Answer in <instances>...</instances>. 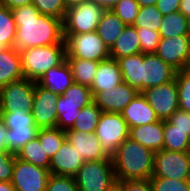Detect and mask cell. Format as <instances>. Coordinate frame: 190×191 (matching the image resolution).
I'll list each match as a JSON object with an SVG mask.
<instances>
[{"mask_svg": "<svg viewBox=\"0 0 190 191\" xmlns=\"http://www.w3.org/2000/svg\"><path fill=\"white\" fill-rule=\"evenodd\" d=\"M11 11L17 27L14 43L16 50L51 46L64 41L61 19L40 14L33 4Z\"/></svg>", "mask_w": 190, "mask_h": 191, "instance_id": "1", "label": "cell"}, {"mask_svg": "<svg viewBox=\"0 0 190 191\" xmlns=\"http://www.w3.org/2000/svg\"><path fill=\"white\" fill-rule=\"evenodd\" d=\"M154 152L128 137L111 156L116 180L150 179Z\"/></svg>", "mask_w": 190, "mask_h": 191, "instance_id": "2", "label": "cell"}, {"mask_svg": "<svg viewBox=\"0 0 190 191\" xmlns=\"http://www.w3.org/2000/svg\"><path fill=\"white\" fill-rule=\"evenodd\" d=\"M24 78L38 82L45 73L66 59L65 40L60 44L19 51Z\"/></svg>", "mask_w": 190, "mask_h": 191, "instance_id": "3", "label": "cell"}, {"mask_svg": "<svg viewBox=\"0 0 190 191\" xmlns=\"http://www.w3.org/2000/svg\"><path fill=\"white\" fill-rule=\"evenodd\" d=\"M74 179L79 191H111L116 186L112 159L84 161Z\"/></svg>", "mask_w": 190, "mask_h": 191, "instance_id": "4", "label": "cell"}, {"mask_svg": "<svg viewBox=\"0 0 190 191\" xmlns=\"http://www.w3.org/2000/svg\"><path fill=\"white\" fill-rule=\"evenodd\" d=\"M93 102L91 89L78 83H73L62 95H59L56 127L67 131L75 123L79 111Z\"/></svg>", "mask_w": 190, "mask_h": 191, "instance_id": "5", "label": "cell"}, {"mask_svg": "<svg viewBox=\"0 0 190 191\" xmlns=\"http://www.w3.org/2000/svg\"><path fill=\"white\" fill-rule=\"evenodd\" d=\"M66 59L103 61L110 58V49L96 31L81 34H64Z\"/></svg>", "mask_w": 190, "mask_h": 191, "instance_id": "6", "label": "cell"}, {"mask_svg": "<svg viewBox=\"0 0 190 191\" xmlns=\"http://www.w3.org/2000/svg\"><path fill=\"white\" fill-rule=\"evenodd\" d=\"M106 10L91 1H85L66 10L63 20L64 34L94 32Z\"/></svg>", "mask_w": 190, "mask_h": 191, "instance_id": "7", "label": "cell"}, {"mask_svg": "<svg viewBox=\"0 0 190 191\" xmlns=\"http://www.w3.org/2000/svg\"><path fill=\"white\" fill-rule=\"evenodd\" d=\"M129 128L121 113L102 112L95 135L111 157L120 144L129 137Z\"/></svg>", "mask_w": 190, "mask_h": 191, "instance_id": "8", "label": "cell"}, {"mask_svg": "<svg viewBox=\"0 0 190 191\" xmlns=\"http://www.w3.org/2000/svg\"><path fill=\"white\" fill-rule=\"evenodd\" d=\"M36 82L23 78L0 88V113L32 112Z\"/></svg>", "mask_w": 190, "mask_h": 191, "instance_id": "9", "label": "cell"}, {"mask_svg": "<svg viewBox=\"0 0 190 191\" xmlns=\"http://www.w3.org/2000/svg\"><path fill=\"white\" fill-rule=\"evenodd\" d=\"M151 177L190 179V156L188 152H175L165 149L156 152Z\"/></svg>", "mask_w": 190, "mask_h": 191, "instance_id": "10", "label": "cell"}, {"mask_svg": "<svg viewBox=\"0 0 190 191\" xmlns=\"http://www.w3.org/2000/svg\"><path fill=\"white\" fill-rule=\"evenodd\" d=\"M142 94L160 120H167L179 109V96L176 79L145 89Z\"/></svg>", "mask_w": 190, "mask_h": 191, "instance_id": "11", "label": "cell"}, {"mask_svg": "<svg viewBox=\"0 0 190 191\" xmlns=\"http://www.w3.org/2000/svg\"><path fill=\"white\" fill-rule=\"evenodd\" d=\"M50 174L49 169L35 166L15 155L11 183L16 191H45Z\"/></svg>", "mask_w": 190, "mask_h": 191, "instance_id": "12", "label": "cell"}, {"mask_svg": "<svg viewBox=\"0 0 190 191\" xmlns=\"http://www.w3.org/2000/svg\"><path fill=\"white\" fill-rule=\"evenodd\" d=\"M59 95L35 84L32 116L38 129L56 128L57 109L56 104Z\"/></svg>", "mask_w": 190, "mask_h": 191, "instance_id": "13", "label": "cell"}, {"mask_svg": "<svg viewBox=\"0 0 190 191\" xmlns=\"http://www.w3.org/2000/svg\"><path fill=\"white\" fill-rule=\"evenodd\" d=\"M177 71L190 66V36L160 38L155 52Z\"/></svg>", "mask_w": 190, "mask_h": 191, "instance_id": "14", "label": "cell"}, {"mask_svg": "<svg viewBox=\"0 0 190 191\" xmlns=\"http://www.w3.org/2000/svg\"><path fill=\"white\" fill-rule=\"evenodd\" d=\"M177 70L164 62L155 53L143 54L141 64V92L145 89L159 86L175 79Z\"/></svg>", "mask_w": 190, "mask_h": 191, "instance_id": "15", "label": "cell"}, {"mask_svg": "<svg viewBox=\"0 0 190 191\" xmlns=\"http://www.w3.org/2000/svg\"><path fill=\"white\" fill-rule=\"evenodd\" d=\"M139 93L135 88L123 82L111 89L96 92L93 95V102L102 112L121 113Z\"/></svg>", "mask_w": 190, "mask_h": 191, "instance_id": "16", "label": "cell"}, {"mask_svg": "<svg viewBox=\"0 0 190 191\" xmlns=\"http://www.w3.org/2000/svg\"><path fill=\"white\" fill-rule=\"evenodd\" d=\"M65 133L66 139L76 147L77 152L79 155H82L85 161L111 159L103 149L95 133H87L80 130H67Z\"/></svg>", "mask_w": 190, "mask_h": 191, "instance_id": "17", "label": "cell"}, {"mask_svg": "<svg viewBox=\"0 0 190 191\" xmlns=\"http://www.w3.org/2000/svg\"><path fill=\"white\" fill-rule=\"evenodd\" d=\"M84 159L67 139L51 158L49 171L51 174L74 177L83 165Z\"/></svg>", "mask_w": 190, "mask_h": 191, "instance_id": "18", "label": "cell"}, {"mask_svg": "<svg viewBox=\"0 0 190 191\" xmlns=\"http://www.w3.org/2000/svg\"><path fill=\"white\" fill-rule=\"evenodd\" d=\"M129 130L133 127L151 124L159 120L155 111L140 92L121 112Z\"/></svg>", "mask_w": 190, "mask_h": 191, "instance_id": "19", "label": "cell"}, {"mask_svg": "<svg viewBox=\"0 0 190 191\" xmlns=\"http://www.w3.org/2000/svg\"><path fill=\"white\" fill-rule=\"evenodd\" d=\"M123 76L116 59L108 58L99 61L94 80L91 84V93L102 92L123 83Z\"/></svg>", "mask_w": 190, "mask_h": 191, "instance_id": "20", "label": "cell"}, {"mask_svg": "<svg viewBox=\"0 0 190 191\" xmlns=\"http://www.w3.org/2000/svg\"><path fill=\"white\" fill-rule=\"evenodd\" d=\"M129 137L154 153L163 150V120L130 129Z\"/></svg>", "mask_w": 190, "mask_h": 191, "instance_id": "21", "label": "cell"}, {"mask_svg": "<svg viewBox=\"0 0 190 191\" xmlns=\"http://www.w3.org/2000/svg\"><path fill=\"white\" fill-rule=\"evenodd\" d=\"M38 83L53 93L64 94L74 83L71 68L66 59L60 65L50 68Z\"/></svg>", "mask_w": 190, "mask_h": 191, "instance_id": "22", "label": "cell"}, {"mask_svg": "<svg viewBox=\"0 0 190 191\" xmlns=\"http://www.w3.org/2000/svg\"><path fill=\"white\" fill-rule=\"evenodd\" d=\"M23 78L19 51L8 47L0 52V88Z\"/></svg>", "mask_w": 190, "mask_h": 191, "instance_id": "23", "label": "cell"}, {"mask_svg": "<svg viewBox=\"0 0 190 191\" xmlns=\"http://www.w3.org/2000/svg\"><path fill=\"white\" fill-rule=\"evenodd\" d=\"M137 53H141L139 36L133 25H127L121 36L110 48V58L119 59Z\"/></svg>", "mask_w": 190, "mask_h": 191, "instance_id": "24", "label": "cell"}, {"mask_svg": "<svg viewBox=\"0 0 190 191\" xmlns=\"http://www.w3.org/2000/svg\"><path fill=\"white\" fill-rule=\"evenodd\" d=\"M126 26L113 11L106 10L97 25L96 32L110 49L121 36Z\"/></svg>", "mask_w": 190, "mask_h": 191, "instance_id": "25", "label": "cell"}, {"mask_svg": "<svg viewBox=\"0 0 190 191\" xmlns=\"http://www.w3.org/2000/svg\"><path fill=\"white\" fill-rule=\"evenodd\" d=\"M121 70L123 80L138 92H141V64L143 53L125 56L116 59Z\"/></svg>", "mask_w": 190, "mask_h": 191, "instance_id": "26", "label": "cell"}, {"mask_svg": "<svg viewBox=\"0 0 190 191\" xmlns=\"http://www.w3.org/2000/svg\"><path fill=\"white\" fill-rule=\"evenodd\" d=\"M163 149L175 152H188L190 130H181L168 120H163Z\"/></svg>", "mask_w": 190, "mask_h": 191, "instance_id": "27", "label": "cell"}, {"mask_svg": "<svg viewBox=\"0 0 190 191\" xmlns=\"http://www.w3.org/2000/svg\"><path fill=\"white\" fill-rule=\"evenodd\" d=\"M75 83L91 87L99 62L85 59H66Z\"/></svg>", "mask_w": 190, "mask_h": 191, "instance_id": "28", "label": "cell"}, {"mask_svg": "<svg viewBox=\"0 0 190 191\" xmlns=\"http://www.w3.org/2000/svg\"><path fill=\"white\" fill-rule=\"evenodd\" d=\"M161 24L160 38L189 36L188 18L180 11L163 16Z\"/></svg>", "mask_w": 190, "mask_h": 191, "instance_id": "29", "label": "cell"}, {"mask_svg": "<svg viewBox=\"0 0 190 191\" xmlns=\"http://www.w3.org/2000/svg\"><path fill=\"white\" fill-rule=\"evenodd\" d=\"M15 155L17 158L35 166L44 169H49L50 167L51 159L44 152L37 137L26 143Z\"/></svg>", "mask_w": 190, "mask_h": 191, "instance_id": "30", "label": "cell"}, {"mask_svg": "<svg viewBox=\"0 0 190 191\" xmlns=\"http://www.w3.org/2000/svg\"><path fill=\"white\" fill-rule=\"evenodd\" d=\"M37 138L39 139L40 145L43 147L44 152L51 159L66 140V133L57 127L39 129Z\"/></svg>", "mask_w": 190, "mask_h": 191, "instance_id": "31", "label": "cell"}, {"mask_svg": "<svg viewBox=\"0 0 190 191\" xmlns=\"http://www.w3.org/2000/svg\"><path fill=\"white\" fill-rule=\"evenodd\" d=\"M101 113L102 110L94 102L90 103L79 111V115L77 116L73 127L68 130H80L87 133H95Z\"/></svg>", "mask_w": 190, "mask_h": 191, "instance_id": "32", "label": "cell"}, {"mask_svg": "<svg viewBox=\"0 0 190 191\" xmlns=\"http://www.w3.org/2000/svg\"><path fill=\"white\" fill-rule=\"evenodd\" d=\"M38 130L37 127H13L8 129L6 136L8 151L16 154L26 143L37 137Z\"/></svg>", "mask_w": 190, "mask_h": 191, "instance_id": "33", "label": "cell"}, {"mask_svg": "<svg viewBox=\"0 0 190 191\" xmlns=\"http://www.w3.org/2000/svg\"><path fill=\"white\" fill-rule=\"evenodd\" d=\"M16 31L17 27L12 11L0 4V43L7 48L14 47Z\"/></svg>", "mask_w": 190, "mask_h": 191, "instance_id": "34", "label": "cell"}, {"mask_svg": "<svg viewBox=\"0 0 190 191\" xmlns=\"http://www.w3.org/2000/svg\"><path fill=\"white\" fill-rule=\"evenodd\" d=\"M162 20L163 15L155 5L140 7L133 26L135 28H147L159 32Z\"/></svg>", "mask_w": 190, "mask_h": 191, "instance_id": "35", "label": "cell"}, {"mask_svg": "<svg viewBox=\"0 0 190 191\" xmlns=\"http://www.w3.org/2000/svg\"><path fill=\"white\" fill-rule=\"evenodd\" d=\"M175 79L179 96V109L190 113V66L177 71Z\"/></svg>", "mask_w": 190, "mask_h": 191, "instance_id": "36", "label": "cell"}, {"mask_svg": "<svg viewBox=\"0 0 190 191\" xmlns=\"http://www.w3.org/2000/svg\"><path fill=\"white\" fill-rule=\"evenodd\" d=\"M149 180L153 191H190V179L150 177Z\"/></svg>", "mask_w": 190, "mask_h": 191, "instance_id": "37", "label": "cell"}, {"mask_svg": "<svg viewBox=\"0 0 190 191\" xmlns=\"http://www.w3.org/2000/svg\"><path fill=\"white\" fill-rule=\"evenodd\" d=\"M0 118L7 129L13 127H36L31 112L25 110H14L9 113H0Z\"/></svg>", "mask_w": 190, "mask_h": 191, "instance_id": "38", "label": "cell"}, {"mask_svg": "<svg viewBox=\"0 0 190 191\" xmlns=\"http://www.w3.org/2000/svg\"><path fill=\"white\" fill-rule=\"evenodd\" d=\"M139 5L136 0H122L111 11L126 25H133L139 13Z\"/></svg>", "mask_w": 190, "mask_h": 191, "instance_id": "39", "label": "cell"}, {"mask_svg": "<svg viewBox=\"0 0 190 191\" xmlns=\"http://www.w3.org/2000/svg\"><path fill=\"white\" fill-rule=\"evenodd\" d=\"M34 7L42 15H47L64 20L66 8L63 0H32Z\"/></svg>", "mask_w": 190, "mask_h": 191, "instance_id": "40", "label": "cell"}, {"mask_svg": "<svg viewBox=\"0 0 190 191\" xmlns=\"http://www.w3.org/2000/svg\"><path fill=\"white\" fill-rule=\"evenodd\" d=\"M141 45V53L151 54L155 53L160 41V34L147 28H136Z\"/></svg>", "mask_w": 190, "mask_h": 191, "instance_id": "41", "label": "cell"}, {"mask_svg": "<svg viewBox=\"0 0 190 191\" xmlns=\"http://www.w3.org/2000/svg\"><path fill=\"white\" fill-rule=\"evenodd\" d=\"M45 191H79L74 177L50 174Z\"/></svg>", "mask_w": 190, "mask_h": 191, "instance_id": "42", "label": "cell"}, {"mask_svg": "<svg viewBox=\"0 0 190 191\" xmlns=\"http://www.w3.org/2000/svg\"><path fill=\"white\" fill-rule=\"evenodd\" d=\"M15 154L9 151H0V181L11 182L13 177V168Z\"/></svg>", "mask_w": 190, "mask_h": 191, "instance_id": "43", "label": "cell"}, {"mask_svg": "<svg viewBox=\"0 0 190 191\" xmlns=\"http://www.w3.org/2000/svg\"><path fill=\"white\" fill-rule=\"evenodd\" d=\"M120 191H153L149 179L116 180Z\"/></svg>", "mask_w": 190, "mask_h": 191, "instance_id": "44", "label": "cell"}, {"mask_svg": "<svg viewBox=\"0 0 190 191\" xmlns=\"http://www.w3.org/2000/svg\"><path fill=\"white\" fill-rule=\"evenodd\" d=\"M167 120L177 129L190 130V113L188 112L178 109Z\"/></svg>", "mask_w": 190, "mask_h": 191, "instance_id": "45", "label": "cell"}, {"mask_svg": "<svg viewBox=\"0 0 190 191\" xmlns=\"http://www.w3.org/2000/svg\"><path fill=\"white\" fill-rule=\"evenodd\" d=\"M181 0H158L156 7L163 16L179 11Z\"/></svg>", "mask_w": 190, "mask_h": 191, "instance_id": "46", "label": "cell"}, {"mask_svg": "<svg viewBox=\"0 0 190 191\" xmlns=\"http://www.w3.org/2000/svg\"><path fill=\"white\" fill-rule=\"evenodd\" d=\"M31 3L32 0H0V4L8 7L10 10L21 6H27Z\"/></svg>", "mask_w": 190, "mask_h": 191, "instance_id": "47", "label": "cell"}, {"mask_svg": "<svg viewBox=\"0 0 190 191\" xmlns=\"http://www.w3.org/2000/svg\"><path fill=\"white\" fill-rule=\"evenodd\" d=\"M7 133L8 129L0 118V151H8V146L6 142Z\"/></svg>", "mask_w": 190, "mask_h": 191, "instance_id": "48", "label": "cell"}, {"mask_svg": "<svg viewBox=\"0 0 190 191\" xmlns=\"http://www.w3.org/2000/svg\"><path fill=\"white\" fill-rule=\"evenodd\" d=\"M91 2L96 3L97 5L101 6L105 10H112V8L122 0H88Z\"/></svg>", "mask_w": 190, "mask_h": 191, "instance_id": "49", "label": "cell"}, {"mask_svg": "<svg viewBox=\"0 0 190 191\" xmlns=\"http://www.w3.org/2000/svg\"><path fill=\"white\" fill-rule=\"evenodd\" d=\"M179 11L185 17H190V0H181Z\"/></svg>", "mask_w": 190, "mask_h": 191, "instance_id": "50", "label": "cell"}, {"mask_svg": "<svg viewBox=\"0 0 190 191\" xmlns=\"http://www.w3.org/2000/svg\"><path fill=\"white\" fill-rule=\"evenodd\" d=\"M88 0H63L66 9L72 8L73 6H77Z\"/></svg>", "mask_w": 190, "mask_h": 191, "instance_id": "51", "label": "cell"}, {"mask_svg": "<svg viewBox=\"0 0 190 191\" xmlns=\"http://www.w3.org/2000/svg\"><path fill=\"white\" fill-rule=\"evenodd\" d=\"M0 191H16L11 182L0 181Z\"/></svg>", "mask_w": 190, "mask_h": 191, "instance_id": "52", "label": "cell"}, {"mask_svg": "<svg viewBox=\"0 0 190 191\" xmlns=\"http://www.w3.org/2000/svg\"><path fill=\"white\" fill-rule=\"evenodd\" d=\"M139 7L154 6L158 0H136Z\"/></svg>", "mask_w": 190, "mask_h": 191, "instance_id": "53", "label": "cell"}, {"mask_svg": "<svg viewBox=\"0 0 190 191\" xmlns=\"http://www.w3.org/2000/svg\"><path fill=\"white\" fill-rule=\"evenodd\" d=\"M7 47L4 45V44H2V43H0V52H2L3 50H5Z\"/></svg>", "mask_w": 190, "mask_h": 191, "instance_id": "54", "label": "cell"}, {"mask_svg": "<svg viewBox=\"0 0 190 191\" xmlns=\"http://www.w3.org/2000/svg\"><path fill=\"white\" fill-rule=\"evenodd\" d=\"M188 30H189V36H190V17H188Z\"/></svg>", "mask_w": 190, "mask_h": 191, "instance_id": "55", "label": "cell"}, {"mask_svg": "<svg viewBox=\"0 0 190 191\" xmlns=\"http://www.w3.org/2000/svg\"><path fill=\"white\" fill-rule=\"evenodd\" d=\"M111 191H120L116 186Z\"/></svg>", "mask_w": 190, "mask_h": 191, "instance_id": "56", "label": "cell"}, {"mask_svg": "<svg viewBox=\"0 0 190 191\" xmlns=\"http://www.w3.org/2000/svg\"><path fill=\"white\" fill-rule=\"evenodd\" d=\"M188 155L190 156V143H189V148H188Z\"/></svg>", "mask_w": 190, "mask_h": 191, "instance_id": "57", "label": "cell"}]
</instances>
